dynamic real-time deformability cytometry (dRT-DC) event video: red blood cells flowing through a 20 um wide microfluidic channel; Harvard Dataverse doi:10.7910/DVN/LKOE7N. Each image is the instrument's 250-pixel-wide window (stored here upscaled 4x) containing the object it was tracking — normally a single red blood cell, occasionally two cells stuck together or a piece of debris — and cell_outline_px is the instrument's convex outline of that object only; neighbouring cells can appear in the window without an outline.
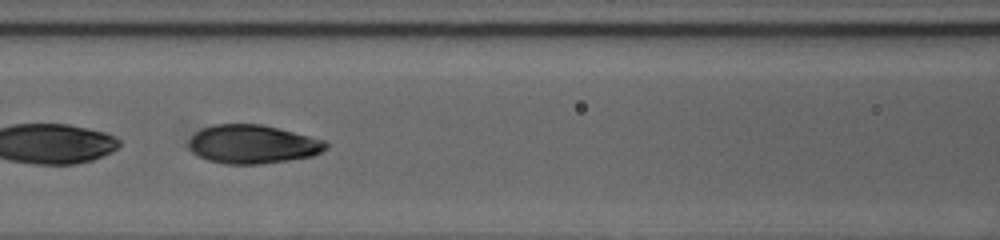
{"species": "human", "species_latin": "Homo sapiens", "temperature_condition": "cold", "stored_images_in_passage": 53, "segment_of_instrument_passage": [2, 2], "camera_frame_rate_fps": 3000, "um_per_image_px": 0.085, "donor": {"sex": "female"}, "frame": {"image": 1, "passage_image": 26, "time_ms": 8.333, "image_size_px": [1000, 240], "cell_outline_px": [[328, 148], [312, 156], [288, 160], [260, 164], [224, 164], [208, 160], [192, 152], [188, 148], [188, 140], [196, 132], [212, 124], [260, 124], [324, 140], [328, 144]], "centroid_in_image_um": [21.44, 12.27], "position_along_channel_um": 145.2, "area_um2": 30.69}}
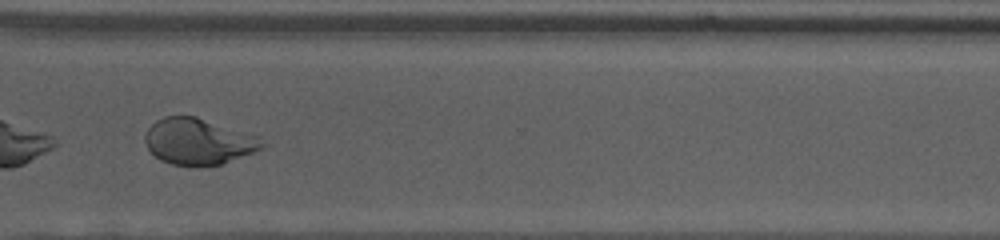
{"frame": {"image": 2, "passage_image": 42, "time_ms": 13.667, "image_size_px": [1000, 240], "cell_outline_px": [[264, 148], [220, 164], [172, 164], [160, 160], [148, 148], [144, 140], [144, 136], [148, 128], [156, 120], [164, 116], [196, 116], [260, 136], [264, 144]], "centroid_in_image_um": [16.86, 11.99], "position_along_channel_um": 353.7, "area_um2": 31.1}}